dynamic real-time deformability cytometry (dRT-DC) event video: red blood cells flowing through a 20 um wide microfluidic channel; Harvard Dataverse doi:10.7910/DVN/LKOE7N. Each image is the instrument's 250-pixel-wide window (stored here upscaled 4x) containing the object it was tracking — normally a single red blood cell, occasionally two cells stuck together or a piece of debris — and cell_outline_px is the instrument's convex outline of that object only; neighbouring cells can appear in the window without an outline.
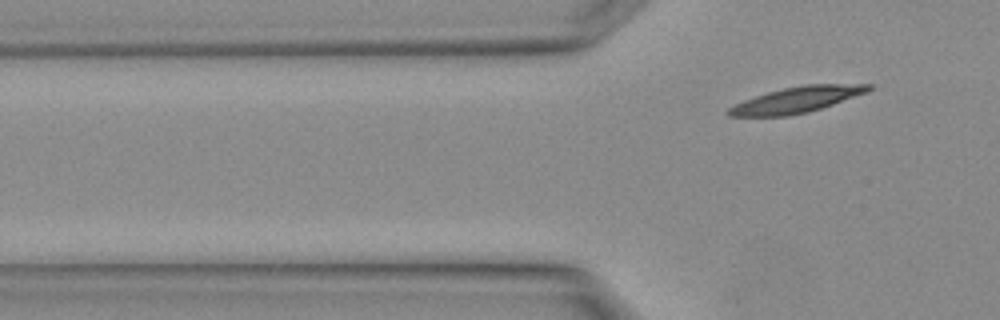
{"species": "Egyptian fruit bat (a non-hibernating species)", "species_latin": "Rousettus aegyptiacus", "temperature_condition": "warm", "stored_images_in_passage": 6, "camera_frame_rate_fps": 3000, "um_per_image_px": 0.085, "animal": {"sex": "female"}, "frame": {"image": 1, "passage_image": 6, "time_ms": 1.667, "image_size_px": [1000, 320], "cell_outline_px": [[872, 88], [868, 92], [808, 112], [784, 116], [728, 116], [724, 112], [728, 108], [744, 100], [768, 92], [784, 88], [804, 84], [872, 84]], "centroid_in_image_um": [67.71, 8.47], "position_along_channel_um": 58.1, "area_um2": 20.87}}